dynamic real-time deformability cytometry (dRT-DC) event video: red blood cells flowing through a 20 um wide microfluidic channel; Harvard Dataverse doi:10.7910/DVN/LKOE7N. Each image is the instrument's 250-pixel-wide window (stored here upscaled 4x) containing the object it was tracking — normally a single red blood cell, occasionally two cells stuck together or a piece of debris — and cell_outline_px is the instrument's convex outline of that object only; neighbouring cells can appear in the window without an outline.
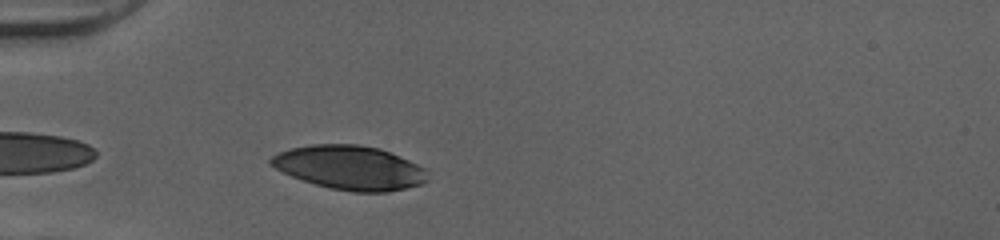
{"species": "human", "species_latin": "Homo sapiens", "temperature_condition": "cold", "stored_images_in_passage": 29, "camera_frame_rate_fps": 3000, "um_per_image_px": 0.085, "donor": {"sex": "female"}, "frame": {"image": 1, "passage_image": 2, "time_ms": 0.333, "image_size_px": [1000, 240], "cell_outline_px": [[428, 180], [424, 184], [388, 192], [352, 192], [332, 188], [316, 184], [292, 176], [268, 164], [268, 160], [272, 156], [280, 152], [292, 148], [312, 144], [356, 144], [380, 148], [408, 160], [424, 168], [428, 172]], "centroid_in_image_um": [29.76, 14.25], "position_along_channel_um": 55.2, "area_um2": 40.06}}
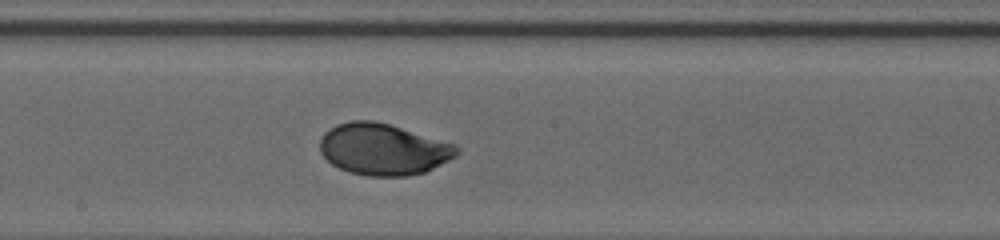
{"frame": {"image": 2, "passage_image": 15, "time_ms": 4.667, "image_size_px": [1000, 240], "cell_outline_px": [[460, 152], [456, 156], [424, 172], [408, 176], [368, 176], [348, 172], [332, 164], [320, 152], [320, 140], [324, 132], [336, 124], [352, 120], [372, 120], [388, 124], [456, 144], [460, 148]], "centroid_in_image_um": [32.57, 12.69], "position_along_channel_um": 215.6, "area_um2": 40.98}}
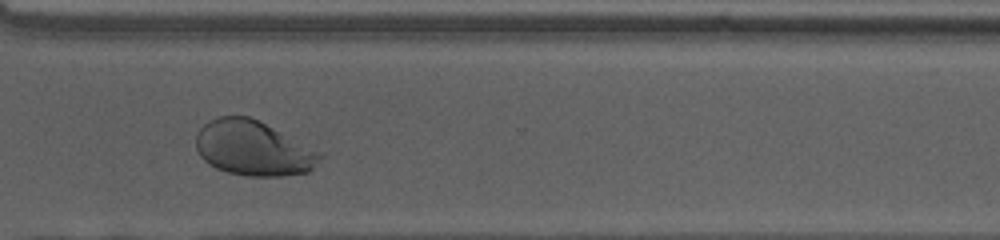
{"frame": {"image": 3, "passage_image": 25, "time_ms": 8.0, "image_size_px": [1000, 240], "cell_outline_px": [[324, 156], [308, 172], [284, 176], [244, 176], [228, 172], [216, 168], [208, 164], [200, 156], [196, 148], [196, 132], [208, 120], [220, 116], [248, 116], [324, 152]], "centroid_in_image_um": [21.53, 12.61], "position_along_channel_um": 349.1, "area_um2": 39.88}, "authors_computed_cell_mechanics": {"area_um2": 40.8068, "velocity_mm_per_s": 4.0003, "shape_relaxation_time_tau1_ms": 3.0666, "shape_relaxation_time_tau2_ms": null, "deformation_change_tau1": 0.1708, "deformation_change_tau2": null}}